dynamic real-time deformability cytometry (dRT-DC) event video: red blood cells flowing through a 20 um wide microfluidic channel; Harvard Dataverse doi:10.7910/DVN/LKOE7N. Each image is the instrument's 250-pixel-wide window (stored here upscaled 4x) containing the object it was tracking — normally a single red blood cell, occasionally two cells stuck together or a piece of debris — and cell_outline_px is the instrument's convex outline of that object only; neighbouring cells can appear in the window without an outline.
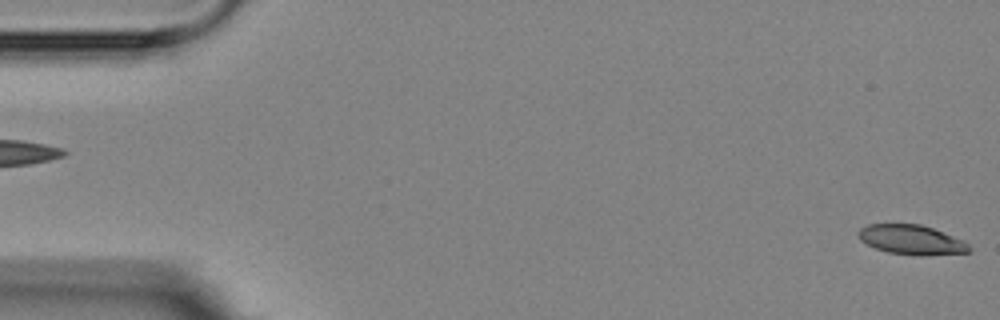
{"species": "Egyptian fruit bat (a non-hibernating species)", "species_latin": "Rousettus aegyptiacus", "temperature_condition": "room temperature", "stored_images_in_passage": 6, "segment_of_instrument_passage": [2, 2], "camera_frame_rate_fps": 3000, "um_per_image_px": 0.085, "animal": {"sex": "female"}, "frame": {"image": 1, "passage_image": 6, "time_ms": 8.333, "image_size_px": [1000, 320], "cell_outline_px": [[972, 252], [920, 256], [888, 252], [876, 248], [860, 240], [856, 232], [860, 228], [868, 224], [920, 224], [932, 228], [964, 240], [968, 244]], "centroid_in_image_um": [77.48, 20.38], "position_along_channel_um": 7.5, "area_um2": 19.13}}